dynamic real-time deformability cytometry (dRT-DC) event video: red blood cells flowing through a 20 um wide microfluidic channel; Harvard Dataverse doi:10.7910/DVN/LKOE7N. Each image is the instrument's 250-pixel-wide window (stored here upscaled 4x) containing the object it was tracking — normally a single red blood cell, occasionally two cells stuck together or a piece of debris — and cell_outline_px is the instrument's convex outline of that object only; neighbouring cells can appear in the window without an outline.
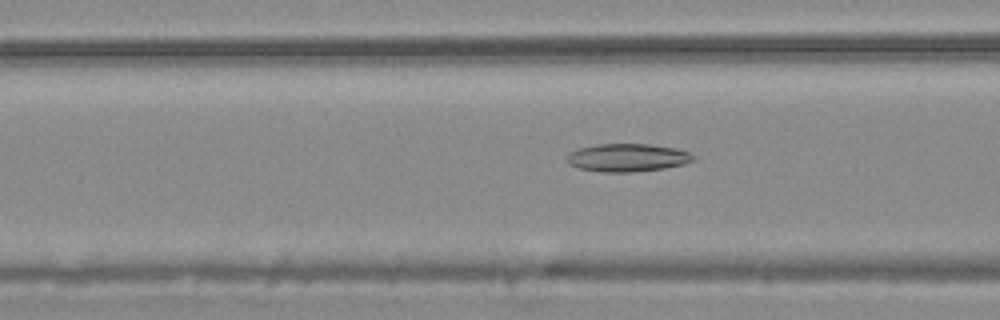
{"species": "common noctule bat (a hibernating species)", "species_latin": "Nyctalus noctula", "temperature_condition": "warm", "stored_images_in_passage": 39, "camera_frame_rate_fps": 3000, "um_per_image_px": 0.085, "animal": {"sex": "male", "body_mass_g": 20.4}, "frame": {"image": 1, "passage_image": 6, "time_ms": 1.667, "image_size_px": [1000, 320], "cell_outline_px": [[696, 160], [684, 164], [664, 168], [632, 172], [604, 172], [580, 168], [568, 164], [568, 156], [572, 152], [580, 148], [596, 144], [648, 144], [676, 148], [688, 152], [696, 156]], "centroid_in_image_um": [53.39, 13.4], "position_along_channel_um": 113.2, "area_um2": 20.46}}
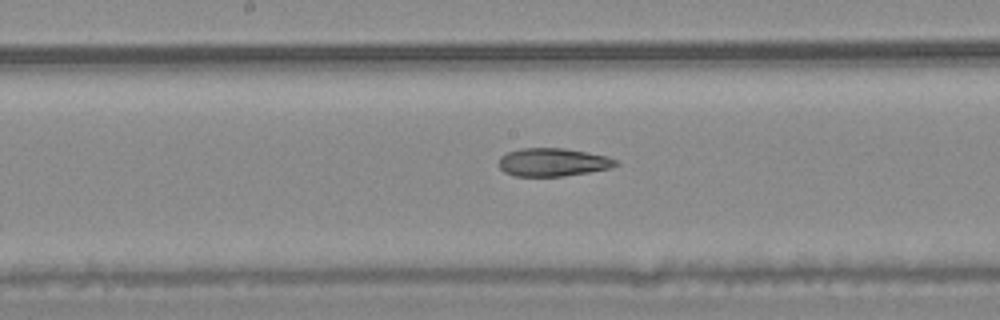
{"frame": {"image": 2, "passage_image": 13, "time_ms": 4.0, "image_size_px": [1000, 320], "cell_outline_px": [[620, 164], [612, 168], [564, 176], [516, 176], [504, 172], [500, 168], [500, 156], [508, 152], [520, 148], [564, 148], [608, 156], [616, 160]], "centroid_in_image_um": [47.02, 13.79], "position_along_channel_um": 201.2, "area_um2": 19.19}}
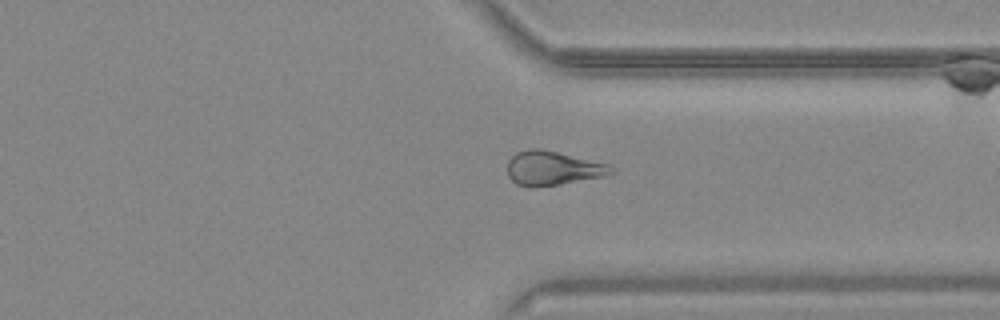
{"frame": {"image": 3, "passage_image": 26, "time_ms": 8.333, "image_size_px": [1000, 320], "cell_outline_px": [[616, 172], [604, 176], [560, 184], [532, 188], [516, 184], [508, 176], [508, 160], [516, 152], [528, 148], [540, 148], [608, 164]], "centroid_in_image_um": [46.94, 14.3], "position_along_channel_um": 364.5, "area_um2": 20.63}, "authors_computed_cell_mechanics": {"area_um2": 20.4034, "velocity_mm_per_s": 3.7614, "shape_relaxation_time_tau1_ms": null, "shape_relaxation_time_tau2_ms": 3.8447, "deformation_change_tau1": null, "deformation_change_tau2": 0.1232}}